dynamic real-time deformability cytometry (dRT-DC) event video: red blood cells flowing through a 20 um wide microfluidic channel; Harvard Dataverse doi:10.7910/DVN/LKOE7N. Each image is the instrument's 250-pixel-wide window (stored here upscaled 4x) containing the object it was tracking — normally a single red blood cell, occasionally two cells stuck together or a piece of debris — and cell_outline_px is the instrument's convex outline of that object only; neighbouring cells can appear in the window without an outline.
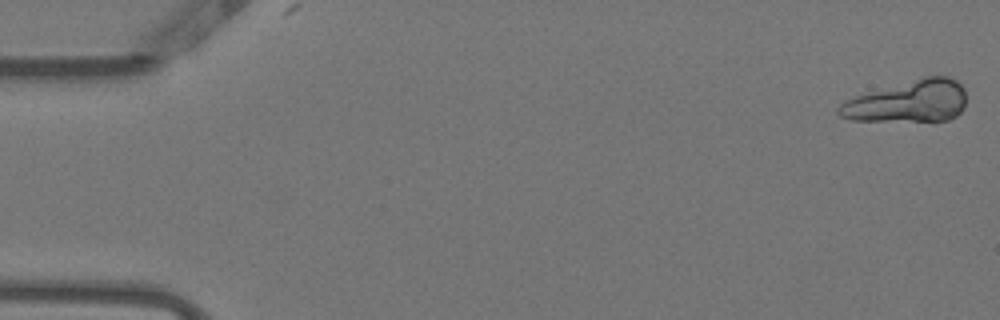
{"species": "Egyptian fruit bat (a non-hibernating species)", "species_latin": "Rousettus aegyptiacus", "temperature_condition": "warm", "stored_images_in_passage": 28, "segment_of_instrument_passage": [1, 2], "camera_frame_rate_fps": 3000, "um_per_image_px": 0.085, "animal": {"sex": "female"}, "frame": {"image": 1, "passage_image": 1, "time_ms": 0.0, "image_size_px": [1000, 320], "cell_outline_px": [[964, 108], [956, 116], [948, 120], [852, 120], [840, 116], [836, 112], [836, 108], [844, 100], [856, 96], [928, 76], [948, 76], [956, 80], [964, 88]], "centroid_in_image_um": [77.2, 8.63], "position_along_channel_um": 7.8, "area_um2": 30.46}}